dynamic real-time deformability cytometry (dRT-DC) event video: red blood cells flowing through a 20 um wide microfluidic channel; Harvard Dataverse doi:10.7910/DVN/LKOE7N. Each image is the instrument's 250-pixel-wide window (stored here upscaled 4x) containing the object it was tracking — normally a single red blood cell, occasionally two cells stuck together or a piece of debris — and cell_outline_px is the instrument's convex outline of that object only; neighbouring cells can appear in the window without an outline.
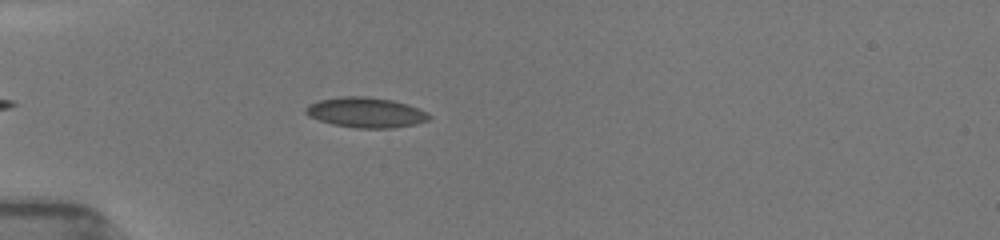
{"species": "common noctule bat (a hibernating species)", "species_latin": "Nyctalus noctula", "temperature_condition": "room temperature", "stored_images_in_passage": 40, "camera_frame_rate_fps": 3000, "um_per_image_px": 0.085, "animal": {"sex": "female", "body_mass_g": 19.5, "forearm_length_mm": 54.1}, "frame": {"image": 1, "passage_image": 7, "time_ms": 2.0, "image_size_px": [1000, 240], "cell_outline_px": [[432, 116], [428, 120], [416, 124], [392, 128], [356, 128], [332, 124], [308, 116], [304, 112], [304, 108], [308, 104], [320, 100], [340, 96], [368, 96], [392, 100], [408, 104], [428, 112]], "centroid_in_image_um": [31.1, 9.55], "position_along_channel_um": 53.9, "area_um2": 21.91}}
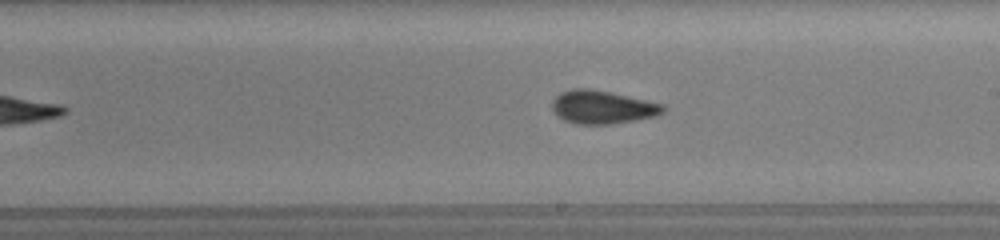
{"frame": {"image": 2, "passage_image": 22, "time_ms": 7.0, "image_size_px": [1000, 240], "cell_outline_px": [[668, 108], [664, 112], [656, 116], [636, 120], [612, 124], [576, 124], [564, 120], [552, 108], [552, 100], [560, 92], [572, 88], [588, 88], [608, 92], [664, 104]], "centroid_in_image_um": [51.22, 9.11], "position_along_channel_um": 237.8, "area_um2": 21.44}}
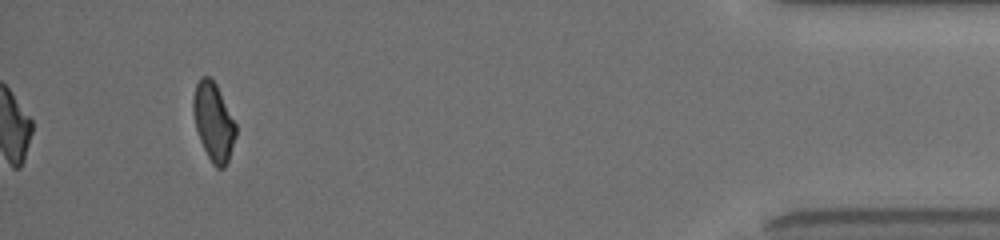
{"frame": {"image": 3, "passage_image": 40, "time_ms": 13.0, "image_size_px": [1000, 240], "cell_outline_px": [[236, 136], [228, 160], [224, 168], [216, 168], [212, 164], [200, 140], [196, 128], [192, 112], [192, 100], [196, 84], [200, 76], [208, 76], [216, 84], [236, 124]], "centroid_in_image_um": [18.13, 10.35], "position_along_channel_um": 417.1, "area_um2": 19.31}, "authors_computed_cell_mechanics": {"area_um2": 20.6346, "velocity_mm_per_s": 3.975, "shape_relaxation_time_tau1_ms": 5.1154, "shape_relaxation_time_tau2_ms": 1.3994, "deformation_change_tau1": 0.1172, "deformation_change_tau2": 0.0764}}